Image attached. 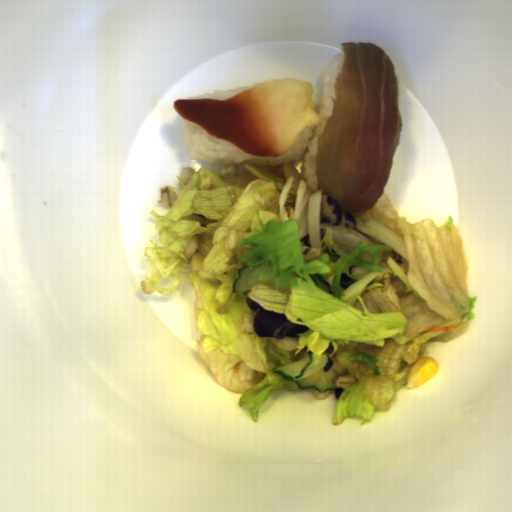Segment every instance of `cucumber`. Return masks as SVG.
Returning <instances> with one entry per match:
<instances>
[{
  "label": "cucumber",
  "instance_id": "obj_1",
  "mask_svg": "<svg viewBox=\"0 0 512 512\" xmlns=\"http://www.w3.org/2000/svg\"><path fill=\"white\" fill-rule=\"evenodd\" d=\"M329 361V356L320 354L313 356L312 351L304 353L303 357L287 365L274 367L272 374L282 379L292 381L302 390L315 389L320 393L337 388L333 378L337 376L331 367L328 371L324 367Z\"/></svg>",
  "mask_w": 512,
  "mask_h": 512
},
{
  "label": "cucumber",
  "instance_id": "obj_2",
  "mask_svg": "<svg viewBox=\"0 0 512 512\" xmlns=\"http://www.w3.org/2000/svg\"><path fill=\"white\" fill-rule=\"evenodd\" d=\"M265 263H261L260 266L256 269H250L247 264L243 265L240 269L237 270L238 276L234 280L231 287V294H243L247 291H250L256 283H264L272 288L276 289L277 278L273 276V269L268 268L265 276L262 280H259Z\"/></svg>",
  "mask_w": 512,
  "mask_h": 512
},
{
  "label": "cucumber",
  "instance_id": "obj_3",
  "mask_svg": "<svg viewBox=\"0 0 512 512\" xmlns=\"http://www.w3.org/2000/svg\"><path fill=\"white\" fill-rule=\"evenodd\" d=\"M309 275L312 278L315 286H317L318 288H320L328 293H331V295H332L333 290H332V286L329 281L324 279L319 273L309 274Z\"/></svg>",
  "mask_w": 512,
  "mask_h": 512
},
{
  "label": "cucumber",
  "instance_id": "obj_4",
  "mask_svg": "<svg viewBox=\"0 0 512 512\" xmlns=\"http://www.w3.org/2000/svg\"><path fill=\"white\" fill-rule=\"evenodd\" d=\"M278 289H281L282 291H289V284L286 283V281H281L278 285Z\"/></svg>",
  "mask_w": 512,
  "mask_h": 512
}]
</instances>
